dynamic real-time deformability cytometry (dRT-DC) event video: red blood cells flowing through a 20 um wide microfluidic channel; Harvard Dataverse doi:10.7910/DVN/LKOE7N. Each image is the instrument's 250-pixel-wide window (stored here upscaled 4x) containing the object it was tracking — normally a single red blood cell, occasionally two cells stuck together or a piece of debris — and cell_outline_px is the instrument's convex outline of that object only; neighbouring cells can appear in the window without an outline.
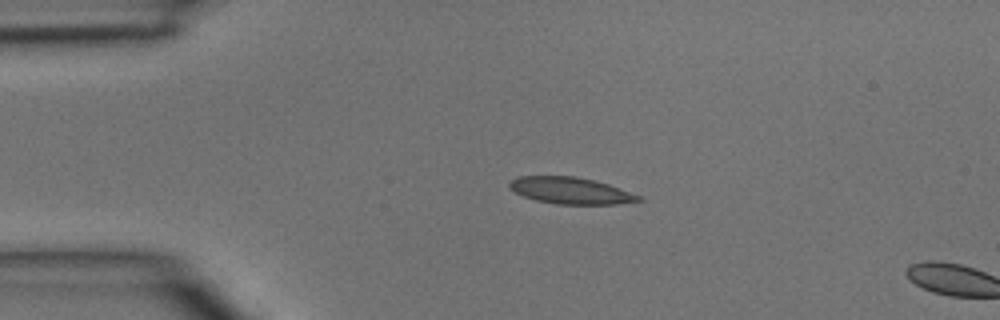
{"species": "common noctule bat (a hibernating species)", "species_latin": "Nyctalus noctula", "temperature_condition": "room temperature", "stored_images_in_passage": 3, "camera_frame_rate_fps": 3000, "um_per_image_px": 0.085, "animal": {"sex": "male", "body_mass_g": 15.6}, "frame": {"image": 1, "passage_image": 2, "time_ms": 0.333, "image_size_px": [1000, 320], "cell_outline_px": [[644, 200], [616, 204], [556, 204], [536, 200], [524, 196], [508, 188], [508, 184], [512, 180], [520, 176], [576, 176], [608, 184], [640, 196]], "centroid_in_image_um": [48.48, 16.2], "position_along_channel_um": 36.5, "area_um2": 19.83}}